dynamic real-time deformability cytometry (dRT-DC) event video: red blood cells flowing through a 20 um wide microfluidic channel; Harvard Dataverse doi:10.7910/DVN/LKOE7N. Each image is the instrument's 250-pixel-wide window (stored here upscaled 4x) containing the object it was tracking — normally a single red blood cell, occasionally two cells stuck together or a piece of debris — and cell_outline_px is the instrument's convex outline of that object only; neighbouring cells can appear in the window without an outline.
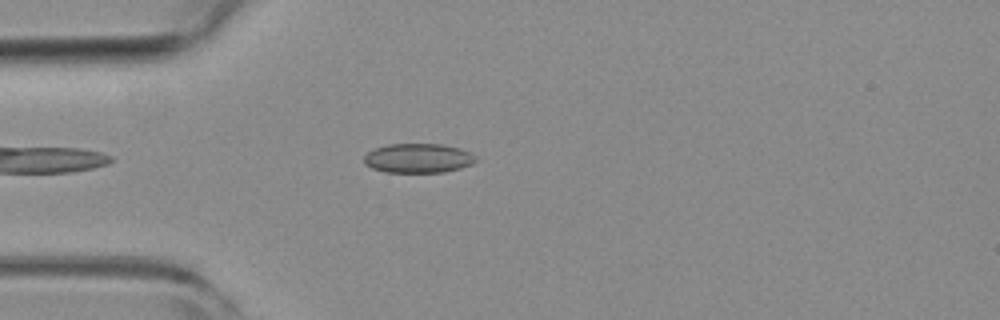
{"species": "common noctule bat (a hibernating species)", "species_latin": "Nyctalus noctula", "temperature_condition": "room temperature", "stored_images_in_passage": 44, "camera_frame_rate_fps": 3000, "um_per_image_px": 0.085, "animal": {"sex": "female", "body_mass_g": 19.3, "forearm_length_mm": 54.1}, "frame": {"image": 1, "passage_image": 4, "time_ms": 1.0, "image_size_px": [1000, 320], "cell_outline_px": [[476, 160], [472, 164], [460, 168], [444, 172], [384, 172], [372, 168], [364, 164], [364, 156], [368, 152], [376, 148], [388, 144], [440, 144], [460, 148], [476, 156]], "centroid_in_image_um": [35.53, 13.45], "position_along_channel_um": 49.5, "area_um2": 19.07}}
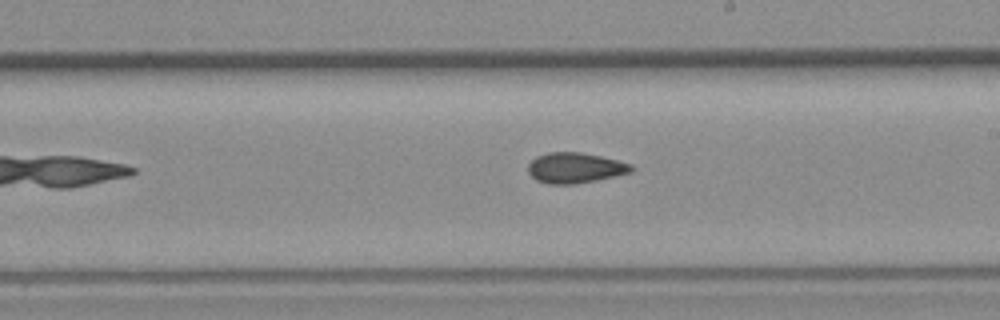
{"frame": {"image": 2, "passage_image": 20, "time_ms": 6.333, "image_size_px": [1000, 320], "cell_outline_px": [[636, 168], [632, 172], [596, 180], [576, 184], [548, 184], [536, 180], [528, 172], [528, 164], [536, 156], [548, 152], [580, 152], [600, 156], [632, 164]], "centroid_in_image_um": [48.88, 14.27], "position_along_channel_um": 240.1, "area_um2": 18.38}}
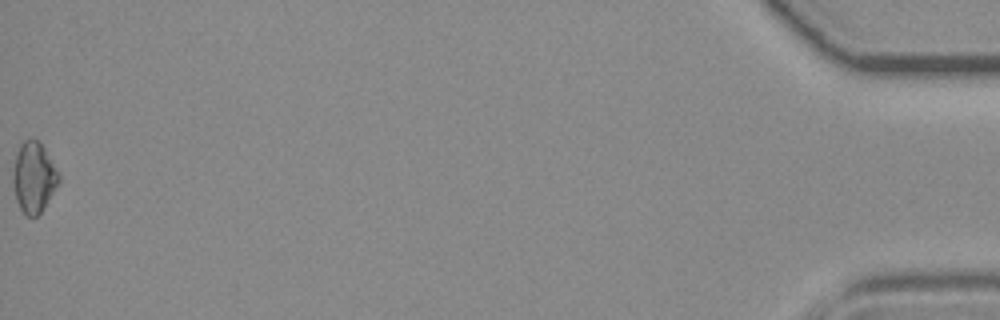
{"frame": {"image": 3, "passage_image": 44, "time_ms": 14.333, "image_size_px": [1000, 320], "cell_outline_px": [[60, 184], [40, 212], [36, 216], [28, 216], [20, 208], [16, 200], [12, 184], [12, 172], [16, 152], [20, 144], [24, 140], [40, 140], [60, 172]], "centroid_in_image_um": [2.89, 15.04], "position_along_channel_um": 432.3, "area_um2": 19.19}, "authors_computed_cell_mechanics": {"area_um2": 18.1492, "velocity_mm_per_s": 3.7604, "shape_relaxation_time_tau1_ms": null, "shape_relaxation_time_tau2_ms": 4.9829, "deformation_change_tau1": null, "deformation_change_tau2": 0.0909}}